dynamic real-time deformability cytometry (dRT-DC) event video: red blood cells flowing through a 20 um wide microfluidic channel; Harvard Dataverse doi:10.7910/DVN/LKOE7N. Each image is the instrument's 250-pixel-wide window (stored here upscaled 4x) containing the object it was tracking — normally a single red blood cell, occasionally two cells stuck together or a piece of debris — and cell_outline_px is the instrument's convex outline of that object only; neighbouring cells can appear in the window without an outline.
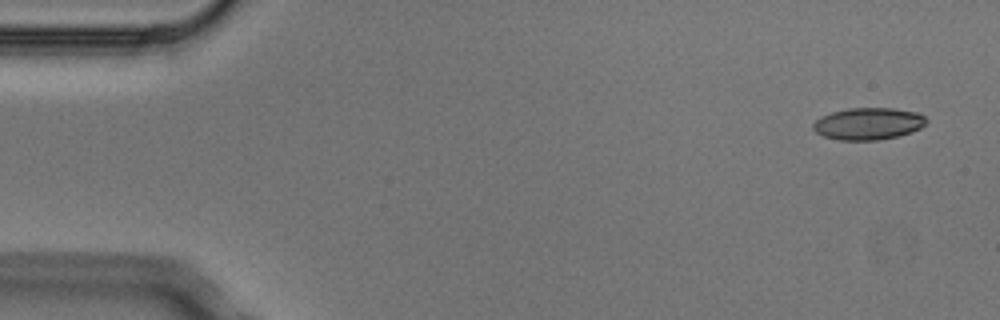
{"species": "Egyptian fruit bat (a non-hibernating species)", "species_latin": "Rousettus aegyptiacus", "temperature_condition": "cold", "stored_images_in_passage": 5, "camera_frame_rate_fps": 3000, "um_per_image_px": 0.085, "animal": {"sex": "male"}, "frame": {"image": 1, "passage_image": 1, "time_ms": 0.0, "image_size_px": [1000, 320], "cell_outline_px": [[928, 120], [920, 128], [912, 132], [900, 136], [876, 140], [840, 140], [824, 136], [816, 132], [812, 128], [812, 124], [820, 116], [832, 112], [848, 108], [892, 108], [916, 112], [924, 116]], "centroid_in_image_um": [73.79, 10.51], "position_along_channel_um": 11.2, "area_um2": 21.15}}
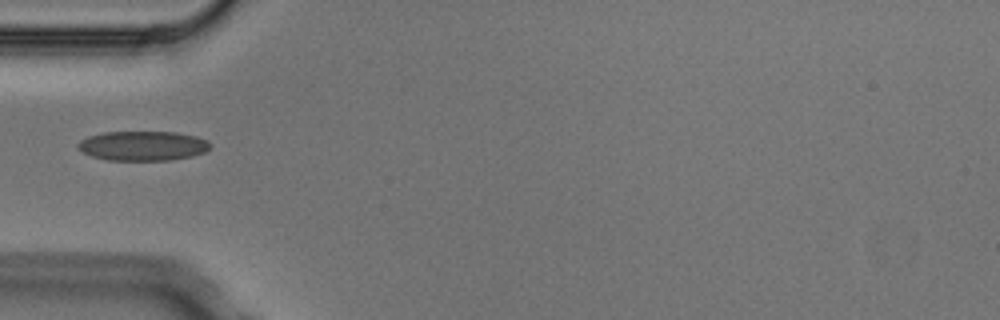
{"frame": {"image": 2, "passage_image": 4, "time_ms": 1.0, "image_size_px": [1000, 320], "cell_outline_px": [[212, 144], [204, 152], [192, 156], [172, 160], [108, 160], [92, 156], [84, 152], [76, 144], [80, 140], [88, 136], [104, 132], [176, 132], [196, 136], [208, 140]], "centroid_in_image_um": [12.16, 12.39], "position_along_channel_um": 72.8, "area_um2": 22.77}}
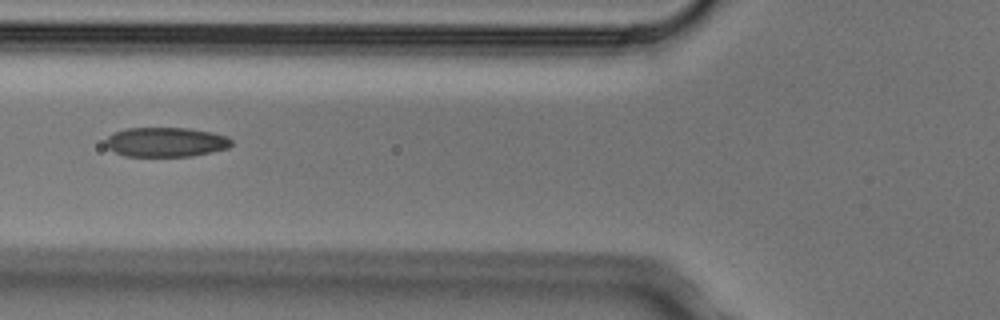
{"frame": {"image": 3, "passage_image": 5, "time_ms": 1.333, "image_size_px": [1000, 320], "cell_outline_px": [[232, 144], [228, 148], [192, 156], [124, 156], [108, 148], [104, 144], [104, 140], [112, 132], [124, 128], [188, 128], [212, 132], [228, 136], [232, 140]], "centroid_in_image_um": [14.07, 12.07], "position_along_channel_um": 111.7, "area_um2": 21.85}}